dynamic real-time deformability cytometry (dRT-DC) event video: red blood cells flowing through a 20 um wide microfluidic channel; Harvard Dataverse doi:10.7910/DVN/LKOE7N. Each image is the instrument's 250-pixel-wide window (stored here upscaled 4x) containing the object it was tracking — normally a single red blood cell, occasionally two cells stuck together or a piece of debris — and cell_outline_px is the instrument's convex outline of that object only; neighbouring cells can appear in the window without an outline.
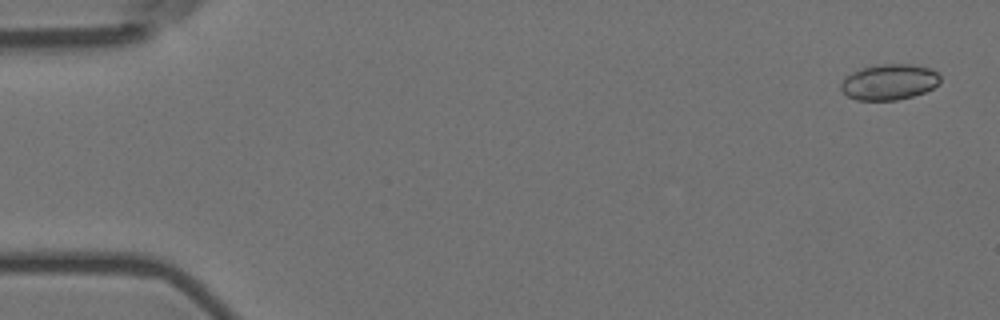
{"species": "Egyptian fruit bat (a non-hibernating species)", "species_latin": "Rousettus aegyptiacus", "temperature_condition": "room temperature", "stored_images_in_passage": 58, "camera_frame_rate_fps": 3000, "um_per_image_px": 0.085, "animal": {"sex": "female"}, "frame": {"image": 1, "passage_image": 3, "time_ms": 0.667, "image_size_px": [1000, 320], "cell_outline_px": [[940, 80], [932, 88], [924, 92], [912, 96], [896, 100], [856, 100], [848, 96], [840, 88], [840, 84], [844, 76], [860, 68], [880, 64], [912, 64], [932, 68], [940, 76]], "centroid_in_image_um": [75.55, 6.96], "position_along_channel_um": 9.4, "area_um2": 20.75}}
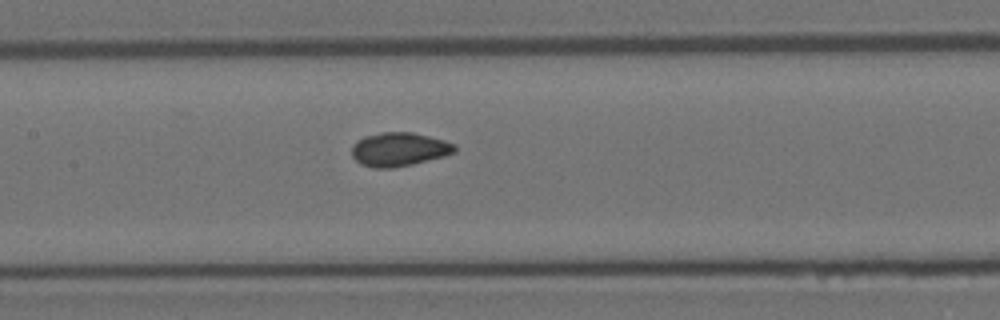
{"frame": {"image": 2, "passage_image": 28, "time_ms": 9.0, "image_size_px": [1000, 320], "cell_outline_px": [[456, 152], [444, 156], [412, 164], [392, 168], [372, 168], [360, 164], [352, 156], [352, 144], [356, 140], [364, 136], [380, 132], [412, 132], [444, 140], [456, 144]], "centroid_in_image_um": [33.9, 12.69], "position_along_channel_um": 173.5, "area_um2": 20.4}}
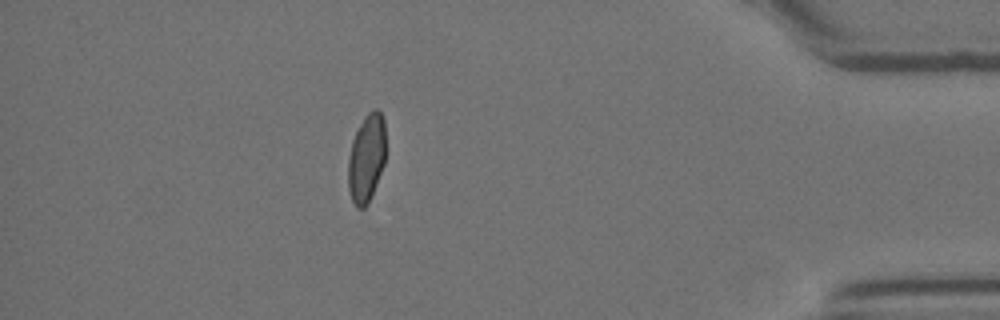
{"frame": {"image": 3, "passage_image": 51, "time_ms": 16.667, "image_size_px": [1000, 320], "cell_outline_px": [[384, 164], [368, 204], [364, 208], [356, 208], [352, 200], [348, 188], [348, 160], [352, 140], [364, 116], [368, 112], [376, 108], [380, 112], [384, 120]], "centroid_in_image_um": [31.13, 13.46], "position_along_channel_um": 404.1, "area_um2": 19.13}, "authors_computed_cell_mechanics": {"area_um2": 19.941, "velocity_mm_per_s": 3.5999, "shape_relaxation_time_tau1_ms": null, "shape_relaxation_time_tau2_ms": 0.8259, "deformation_change_tau1": null, "deformation_change_tau2": 0.0473}}